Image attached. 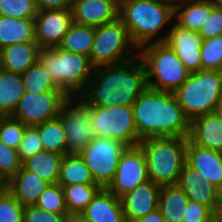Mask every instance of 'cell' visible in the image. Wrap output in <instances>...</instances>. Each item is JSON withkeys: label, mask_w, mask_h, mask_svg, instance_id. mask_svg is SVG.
I'll list each match as a JSON object with an SVG mask.
<instances>
[{"label": "cell", "mask_w": 222, "mask_h": 222, "mask_svg": "<svg viewBox=\"0 0 222 222\" xmlns=\"http://www.w3.org/2000/svg\"><path fill=\"white\" fill-rule=\"evenodd\" d=\"M188 137H154L141 140L148 176L161 186L177 185L186 163Z\"/></svg>", "instance_id": "5"}, {"label": "cell", "mask_w": 222, "mask_h": 222, "mask_svg": "<svg viewBox=\"0 0 222 222\" xmlns=\"http://www.w3.org/2000/svg\"><path fill=\"white\" fill-rule=\"evenodd\" d=\"M206 0H168V3L176 9L178 6L187 4V3H200Z\"/></svg>", "instance_id": "47"}, {"label": "cell", "mask_w": 222, "mask_h": 222, "mask_svg": "<svg viewBox=\"0 0 222 222\" xmlns=\"http://www.w3.org/2000/svg\"><path fill=\"white\" fill-rule=\"evenodd\" d=\"M215 219L216 222H222V201L220 202V205L215 213Z\"/></svg>", "instance_id": "49"}, {"label": "cell", "mask_w": 222, "mask_h": 222, "mask_svg": "<svg viewBox=\"0 0 222 222\" xmlns=\"http://www.w3.org/2000/svg\"><path fill=\"white\" fill-rule=\"evenodd\" d=\"M64 222H89L81 213H68Z\"/></svg>", "instance_id": "46"}, {"label": "cell", "mask_w": 222, "mask_h": 222, "mask_svg": "<svg viewBox=\"0 0 222 222\" xmlns=\"http://www.w3.org/2000/svg\"><path fill=\"white\" fill-rule=\"evenodd\" d=\"M142 147L127 146L122 153L112 182L106 188L118 198L149 181Z\"/></svg>", "instance_id": "13"}, {"label": "cell", "mask_w": 222, "mask_h": 222, "mask_svg": "<svg viewBox=\"0 0 222 222\" xmlns=\"http://www.w3.org/2000/svg\"><path fill=\"white\" fill-rule=\"evenodd\" d=\"M39 62L68 97H80L85 92L94 70L89 57L58 46L41 48Z\"/></svg>", "instance_id": "4"}, {"label": "cell", "mask_w": 222, "mask_h": 222, "mask_svg": "<svg viewBox=\"0 0 222 222\" xmlns=\"http://www.w3.org/2000/svg\"><path fill=\"white\" fill-rule=\"evenodd\" d=\"M118 18L140 49L166 41L174 23V8L164 0H119Z\"/></svg>", "instance_id": "3"}, {"label": "cell", "mask_w": 222, "mask_h": 222, "mask_svg": "<svg viewBox=\"0 0 222 222\" xmlns=\"http://www.w3.org/2000/svg\"><path fill=\"white\" fill-rule=\"evenodd\" d=\"M68 213H82L102 189L97 184L62 186Z\"/></svg>", "instance_id": "32"}, {"label": "cell", "mask_w": 222, "mask_h": 222, "mask_svg": "<svg viewBox=\"0 0 222 222\" xmlns=\"http://www.w3.org/2000/svg\"><path fill=\"white\" fill-rule=\"evenodd\" d=\"M26 125L10 116L0 117V139L9 148L17 150Z\"/></svg>", "instance_id": "37"}, {"label": "cell", "mask_w": 222, "mask_h": 222, "mask_svg": "<svg viewBox=\"0 0 222 222\" xmlns=\"http://www.w3.org/2000/svg\"><path fill=\"white\" fill-rule=\"evenodd\" d=\"M63 157L62 154L42 151L24 160L22 167L48 183L54 184L58 182Z\"/></svg>", "instance_id": "27"}, {"label": "cell", "mask_w": 222, "mask_h": 222, "mask_svg": "<svg viewBox=\"0 0 222 222\" xmlns=\"http://www.w3.org/2000/svg\"><path fill=\"white\" fill-rule=\"evenodd\" d=\"M177 185L189 200L203 204L216 213L222 201V191L213 184L203 180L196 169L185 163Z\"/></svg>", "instance_id": "16"}, {"label": "cell", "mask_w": 222, "mask_h": 222, "mask_svg": "<svg viewBox=\"0 0 222 222\" xmlns=\"http://www.w3.org/2000/svg\"><path fill=\"white\" fill-rule=\"evenodd\" d=\"M21 168L18 151L7 147L0 139V177L8 182Z\"/></svg>", "instance_id": "39"}, {"label": "cell", "mask_w": 222, "mask_h": 222, "mask_svg": "<svg viewBox=\"0 0 222 222\" xmlns=\"http://www.w3.org/2000/svg\"><path fill=\"white\" fill-rule=\"evenodd\" d=\"M216 116L222 119V94L219 96L218 101L213 112Z\"/></svg>", "instance_id": "48"}, {"label": "cell", "mask_w": 222, "mask_h": 222, "mask_svg": "<svg viewBox=\"0 0 222 222\" xmlns=\"http://www.w3.org/2000/svg\"><path fill=\"white\" fill-rule=\"evenodd\" d=\"M174 94L190 121L212 114L222 94V71L202 69L192 72Z\"/></svg>", "instance_id": "7"}, {"label": "cell", "mask_w": 222, "mask_h": 222, "mask_svg": "<svg viewBox=\"0 0 222 222\" xmlns=\"http://www.w3.org/2000/svg\"><path fill=\"white\" fill-rule=\"evenodd\" d=\"M161 185L149 180L120 197L127 222L147 216L158 209Z\"/></svg>", "instance_id": "18"}, {"label": "cell", "mask_w": 222, "mask_h": 222, "mask_svg": "<svg viewBox=\"0 0 222 222\" xmlns=\"http://www.w3.org/2000/svg\"><path fill=\"white\" fill-rule=\"evenodd\" d=\"M59 117L66 132L67 153H80L95 138L88 106L80 97H69Z\"/></svg>", "instance_id": "11"}, {"label": "cell", "mask_w": 222, "mask_h": 222, "mask_svg": "<svg viewBox=\"0 0 222 222\" xmlns=\"http://www.w3.org/2000/svg\"><path fill=\"white\" fill-rule=\"evenodd\" d=\"M22 78L27 92L62 91L55 85L50 74L39 61L24 72Z\"/></svg>", "instance_id": "33"}, {"label": "cell", "mask_w": 222, "mask_h": 222, "mask_svg": "<svg viewBox=\"0 0 222 222\" xmlns=\"http://www.w3.org/2000/svg\"><path fill=\"white\" fill-rule=\"evenodd\" d=\"M17 151L22 162L34 154L44 151L38 129L35 126L25 127Z\"/></svg>", "instance_id": "40"}, {"label": "cell", "mask_w": 222, "mask_h": 222, "mask_svg": "<svg viewBox=\"0 0 222 222\" xmlns=\"http://www.w3.org/2000/svg\"><path fill=\"white\" fill-rule=\"evenodd\" d=\"M73 22L98 27L118 18L119 0H73Z\"/></svg>", "instance_id": "17"}, {"label": "cell", "mask_w": 222, "mask_h": 222, "mask_svg": "<svg viewBox=\"0 0 222 222\" xmlns=\"http://www.w3.org/2000/svg\"><path fill=\"white\" fill-rule=\"evenodd\" d=\"M38 13L36 0H0V15L35 19Z\"/></svg>", "instance_id": "36"}, {"label": "cell", "mask_w": 222, "mask_h": 222, "mask_svg": "<svg viewBox=\"0 0 222 222\" xmlns=\"http://www.w3.org/2000/svg\"><path fill=\"white\" fill-rule=\"evenodd\" d=\"M130 222H165L159 209L149 213L147 216L132 220Z\"/></svg>", "instance_id": "45"}, {"label": "cell", "mask_w": 222, "mask_h": 222, "mask_svg": "<svg viewBox=\"0 0 222 222\" xmlns=\"http://www.w3.org/2000/svg\"><path fill=\"white\" fill-rule=\"evenodd\" d=\"M132 107L139 142L154 137H188L191 121L173 92L147 87Z\"/></svg>", "instance_id": "2"}, {"label": "cell", "mask_w": 222, "mask_h": 222, "mask_svg": "<svg viewBox=\"0 0 222 222\" xmlns=\"http://www.w3.org/2000/svg\"><path fill=\"white\" fill-rule=\"evenodd\" d=\"M41 47L36 41L13 44L0 50V68L23 74L39 61Z\"/></svg>", "instance_id": "21"}, {"label": "cell", "mask_w": 222, "mask_h": 222, "mask_svg": "<svg viewBox=\"0 0 222 222\" xmlns=\"http://www.w3.org/2000/svg\"><path fill=\"white\" fill-rule=\"evenodd\" d=\"M67 214L49 213L35 205L24 208V222H64Z\"/></svg>", "instance_id": "43"}, {"label": "cell", "mask_w": 222, "mask_h": 222, "mask_svg": "<svg viewBox=\"0 0 222 222\" xmlns=\"http://www.w3.org/2000/svg\"><path fill=\"white\" fill-rule=\"evenodd\" d=\"M35 127L38 129L44 151L67 154L66 132L59 116Z\"/></svg>", "instance_id": "31"}, {"label": "cell", "mask_w": 222, "mask_h": 222, "mask_svg": "<svg viewBox=\"0 0 222 222\" xmlns=\"http://www.w3.org/2000/svg\"><path fill=\"white\" fill-rule=\"evenodd\" d=\"M165 43L174 50L189 72L202 70L200 53L202 37L199 32L181 28L174 22Z\"/></svg>", "instance_id": "15"}, {"label": "cell", "mask_w": 222, "mask_h": 222, "mask_svg": "<svg viewBox=\"0 0 222 222\" xmlns=\"http://www.w3.org/2000/svg\"><path fill=\"white\" fill-rule=\"evenodd\" d=\"M207 2H210L215 7L222 8V0H206Z\"/></svg>", "instance_id": "51"}, {"label": "cell", "mask_w": 222, "mask_h": 222, "mask_svg": "<svg viewBox=\"0 0 222 222\" xmlns=\"http://www.w3.org/2000/svg\"><path fill=\"white\" fill-rule=\"evenodd\" d=\"M215 213L207 206L189 200L183 222H212Z\"/></svg>", "instance_id": "41"}, {"label": "cell", "mask_w": 222, "mask_h": 222, "mask_svg": "<svg viewBox=\"0 0 222 222\" xmlns=\"http://www.w3.org/2000/svg\"><path fill=\"white\" fill-rule=\"evenodd\" d=\"M202 69L222 71V35L210 39H202Z\"/></svg>", "instance_id": "35"}, {"label": "cell", "mask_w": 222, "mask_h": 222, "mask_svg": "<svg viewBox=\"0 0 222 222\" xmlns=\"http://www.w3.org/2000/svg\"><path fill=\"white\" fill-rule=\"evenodd\" d=\"M94 37L95 27L73 22L58 47L89 57L93 48Z\"/></svg>", "instance_id": "30"}, {"label": "cell", "mask_w": 222, "mask_h": 222, "mask_svg": "<svg viewBox=\"0 0 222 222\" xmlns=\"http://www.w3.org/2000/svg\"><path fill=\"white\" fill-rule=\"evenodd\" d=\"M24 93L22 75L0 68V117L11 116Z\"/></svg>", "instance_id": "26"}, {"label": "cell", "mask_w": 222, "mask_h": 222, "mask_svg": "<svg viewBox=\"0 0 222 222\" xmlns=\"http://www.w3.org/2000/svg\"><path fill=\"white\" fill-rule=\"evenodd\" d=\"M127 28L117 18L115 21L95 27L90 62L94 68L129 61L138 56Z\"/></svg>", "instance_id": "8"}, {"label": "cell", "mask_w": 222, "mask_h": 222, "mask_svg": "<svg viewBox=\"0 0 222 222\" xmlns=\"http://www.w3.org/2000/svg\"><path fill=\"white\" fill-rule=\"evenodd\" d=\"M186 163L196 169L204 181L222 191V153L195 145L189 139L186 146Z\"/></svg>", "instance_id": "19"}, {"label": "cell", "mask_w": 222, "mask_h": 222, "mask_svg": "<svg viewBox=\"0 0 222 222\" xmlns=\"http://www.w3.org/2000/svg\"><path fill=\"white\" fill-rule=\"evenodd\" d=\"M30 41H35L34 19L0 15V50Z\"/></svg>", "instance_id": "24"}, {"label": "cell", "mask_w": 222, "mask_h": 222, "mask_svg": "<svg viewBox=\"0 0 222 222\" xmlns=\"http://www.w3.org/2000/svg\"><path fill=\"white\" fill-rule=\"evenodd\" d=\"M138 55L144 62L146 84L151 89L174 93L191 74L165 42L144 45Z\"/></svg>", "instance_id": "6"}, {"label": "cell", "mask_w": 222, "mask_h": 222, "mask_svg": "<svg viewBox=\"0 0 222 222\" xmlns=\"http://www.w3.org/2000/svg\"><path fill=\"white\" fill-rule=\"evenodd\" d=\"M188 139L197 146L222 153V119L214 113L193 118Z\"/></svg>", "instance_id": "20"}, {"label": "cell", "mask_w": 222, "mask_h": 222, "mask_svg": "<svg viewBox=\"0 0 222 222\" xmlns=\"http://www.w3.org/2000/svg\"><path fill=\"white\" fill-rule=\"evenodd\" d=\"M189 198L178 185H164L159 193L160 210L165 222H183Z\"/></svg>", "instance_id": "25"}, {"label": "cell", "mask_w": 222, "mask_h": 222, "mask_svg": "<svg viewBox=\"0 0 222 222\" xmlns=\"http://www.w3.org/2000/svg\"><path fill=\"white\" fill-rule=\"evenodd\" d=\"M202 39H210L218 35H222V8L212 7L210 16L199 31Z\"/></svg>", "instance_id": "42"}, {"label": "cell", "mask_w": 222, "mask_h": 222, "mask_svg": "<svg viewBox=\"0 0 222 222\" xmlns=\"http://www.w3.org/2000/svg\"><path fill=\"white\" fill-rule=\"evenodd\" d=\"M146 88V69L138 55L126 62L94 68L80 98L87 106L132 105Z\"/></svg>", "instance_id": "1"}, {"label": "cell", "mask_w": 222, "mask_h": 222, "mask_svg": "<svg viewBox=\"0 0 222 222\" xmlns=\"http://www.w3.org/2000/svg\"><path fill=\"white\" fill-rule=\"evenodd\" d=\"M68 98L63 91H25L10 117L26 126H36L58 117L62 104Z\"/></svg>", "instance_id": "12"}, {"label": "cell", "mask_w": 222, "mask_h": 222, "mask_svg": "<svg viewBox=\"0 0 222 222\" xmlns=\"http://www.w3.org/2000/svg\"><path fill=\"white\" fill-rule=\"evenodd\" d=\"M72 23L71 9L38 11L34 19L35 41L41 48L59 46Z\"/></svg>", "instance_id": "14"}, {"label": "cell", "mask_w": 222, "mask_h": 222, "mask_svg": "<svg viewBox=\"0 0 222 222\" xmlns=\"http://www.w3.org/2000/svg\"><path fill=\"white\" fill-rule=\"evenodd\" d=\"M126 147L116 140L95 137L79 153L90 169L95 184L104 189L109 186Z\"/></svg>", "instance_id": "10"}, {"label": "cell", "mask_w": 222, "mask_h": 222, "mask_svg": "<svg viewBox=\"0 0 222 222\" xmlns=\"http://www.w3.org/2000/svg\"><path fill=\"white\" fill-rule=\"evenodd\" d=\"M47 181L23 167L7 182L9 192L24 206L35 205L49 185Z\"/></svg>", "instance_id": "23"}, {"label": "cell", "mask_w": 222, "mask_h": 222, "mask_svg": "<svg viewBox=\"0 0 222 222\" xmlns=\"http://www.w3.org/2000/svg\"><path fill=\"white\" fill-rule=\"evenodd\" d=\"M57 183L61 186L95 184L90 169L79 153H67L64 155Z\"/></svg>", "instance_id": "28"}, {"label": "cell", "mask_w": 222, "mask_h": 222, "mask_svg": "<svg viewBox=\"0 0 222 222\" xmlns=\"http://www.w3.org/2000/svg\"><path fill=\"white\" fill-rule=\"evenodd\" d=\"M88 109L95 137L116 140L126 146L139 144L132 105L88 106Z\"/></svg>", "instance_id": "9"}, {"label": "cell", "mask_w": 222, "mask_h": 222, "mask_svg": "<svg viewBox=\"0 0 222 222\" xmlns=\"http://www.w3.org/2000/svg\"><path fill=\"white\" fill-rule=\"evenodd\" d=\"M89 222H127L120 198L102 188L81 213Z\"/></svg>", "instance_id": "22"}, {"label": "cell", "mask_w": 222, "mask_h": 222, "mask_svg": "<svg viewBox=\"0 0 222 222\" xmlns=\"http://www.w3.org/2000/svg\"><path fill=\"white\" fill-rule=\"evenodd\" d=\"M73 0H36L38 11L71 9Z\"/></svg>", "instance_id": "44"}, {"label": "cell", "mask_w": 222, "mask_h": 222, "mask_svg": "<svg viewBox=\"0 0 222 222\" xmlns=\"http://www.w3.org/2000/svg\"><path fill=\"white\" fill-rule=\"evenodd\" d=\"M35 206L49 213L68 214L63 188L58 183L49 184L40 194Z\"/></svg>", "instance_id": "34"}, {"label": "cell", "mask_w": 222, "mask_h": 222, "mask_svg": "<svg viewBox=\"0 0 222 222\" xmlns=\"http://www.w3.org/2000/svg\"><path fill=\"white\" fill-rule=\"evenodd\" d=\"M7 189V182L0 177V195Z\"/></svg>", "instance_id": "50"}, {"label": "cell", "mask_w": 222, "mask_h": 222, "mask_svg": "<svg viewBox=\"0 0 222 222\" xmlns=\"http://www.w3.org/2000/svg\"><path fill=\"white\" fill-rule=\"evenodd\" d=\"M24 208L6 189L0 195V222H24Z\"/></svg>", "instance_id": "38"}, {"label": "cell", "mask_w": 222, "mask_h": 222, "mask_svg": "<svg viewBox=\"0 0 222 222\" xmlns=\"http://www.w3.org/2000/svg\"><path fill=\"white\" fill-rule=\"evenodd\" d=\"M212 7L207 1L178 6L174 9V22L181 28L199 32L210 16Z\"/></svg>", "instance_id": "29"}]
</instances>
